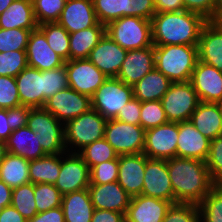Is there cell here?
Masks as SVG:
<instances>
[{
    "instance_id": "6da1fadb",
    "label": "cell",
    "mask_w": 222,
    "mask_h": 222,
    "mask_svg": "<svg viewBox=\"0 0 222 222\" xmlns=\"http://www.w3.org/2000/svg\"><path fill=\"white\" fill-rule=\"evenodd\" d=\"M174 203L199 204L215 186L205 161L194 158L167 159Z\"/></svg>"
},
{
    "instance_id": "7a4b0ae2",
    "label": "cell",
    "mask_w": 222,
    "mask_h": 222,
    "mask_svg": "<svg viewBox=\"0 0 222 222\" xmlns=\"http://www.w3.org/2000/svg\"><path fill=\"white\" fill-rule=\"evenodd\" d=\"M206 22L201 15L187 10L156 13L151 19L153 46H198Z\"/></svg>"
},
{
    "instance_id": "3957f363",
    "label": "cell",
    "mask_w": 222,
    "mask_h": 222,
    "mask_svg": "<svg viewBox=\"0 0 222 222\" xmlns=\"http://www.w3.org/2000/svg\"><path fill=\"white\" fill-rule=\"evenodd\" d=\"M155 68L172 82L190 81L198 61V46H154Z\"/></svg>"
},
{
    "instance_id": "277c9868",
    "label": "cell",
    "mask_w": 222,
    "mask_h": 222,
    "mask_svg": "<svg viewBox=\"0 0 222 222\" xmlns=\"http://www.w3.org/2000/svg\"><path fill=\"white\" fill-rule=\"evenodd\" d=\"M105 34L126 50L153 46L151 20L124 16L105 26Z\"/></svg>"
},
{
    "instance_id": "5b68a950",
    "label": "cell",
    "mask_w": 222,
    "mask_h": 222,
    "mask_svg": "<svg viewBox=\"0 0 222 222\" xmlns=\"http://www.w3.org/2000/svg\"><path fill=\"white\" fill-rule=\"evenodd\" d=\"M27 126L37 134L45 154H62L65 148L64 123L44 107L31 108Z\"/></svg>"
},
{
    "instance_id": "8992f818",
    "label": "cell",
    "mask_w": 222,
    "mask_h": 222,
    "mask_svg": "<svg viewBox=\"0 0 222 222\" xmlns=\"http://www.w3.org/2000/svg\"><path fill=\"white\" fill-rule=\"evenodd\" d=\"M107 119L98 111L90 109L80 116L67 121L64 124L65 148L72 144L75 148L83 149L96 140L104 138Z\"/></svg>"
},
{
    "instance_id": "52a82bcc",
    "label": "cell",
    "mask_w": 222,
    "mask_h": 222,
    "mask_svg": "<svg viewBox=\"0 0 222 222\" xmlns=\"http://www.w3.org/2000/svg\"><path fill=\"white\" fill-rule=\"evenodd\" d=\"M200 100L190 81L172 82L161 98L169 122L189 121Z\"/></svg>"
},
{
    "instance_id": "ba28073f",
    "label": "cell",
    "mask_w": 222,
    "mask_h": 222,
    "mask_svg": "<svg viewBox=\"0 0 222 222\" xmlns=\"http://www.w3.org/2000/svg\"><path fill=\"white\" fill-rule=\"evenodd\" d=\"M132 97V86L125 84L117 77H107L91 97L92 109L98 111L106 119H113Z\"/></svg>"
},
{
    "instance_id": "9c48e42d",
    "label": "cell",
    "mask_w": 222,
    "mask_h": 222,
    "mask_svg": "<svg viewBox=\"0 0 222 222\" xmlns=\"http://www.w3.org/2000/svg\"><path fill=\"white\" fill-rule=\"evenodd\" d=\"M104 138L118 155L143 153L145 129L115 118L107 119Z\"/></svg>"
},
{
    "instance_id": "30bf717a",
    "label": "cell",
    "mask_w": 222,
    "mask_h": 222,
    "mask_svg": "<svg viewBox=\"0 0 222 222\" xmlns=\"http://www.w3.org/2000/svg\"><path fill=\"white\" fill-rule=\"evenodd\" d=\"M68 85L78 93L92 97L107 79L89 59H72L65 61Z\"/></svg>"
},
{
    "instance_id": "8fae6325",
    "label": "cell",
    "mask_w": 222,
    "mask_h": 222,
    "mask_svg": "<svg viewBox=\"0 0 222 222\" xmlns=\"http://www.w3.org/2000/svg\"><path fill=\"white\" fill-rule=\"evenodd\" d=\"M178 122H168L145 130L143 153L150 159L176 157Z\"/></svg>"
},
{
    "instance_id": "7c38bea8",
    "label": "cell",
    "mask_w": 222,
    "mask_h": 222,
    "mask_svg": "<svg viewBox=\"0 0 222 222\" xmlns=\"http://www.w3.org/2000/svg\"><path fill=\"white\" fill-rule=\"evenodd\" d=\"M44 108L64 124L92 108L91 97L68 87L46 100Z\"/></svg>"
},
{
    "instance_id": "4fadbf2b",
    "label": "cell",
    "mask_w": 222,
    "mask_h": 222,
    "mask_svg": "<svg viewBox=\"0 0 222 222\" xmlns=\"http://www.w3.org/2000/svg\"><path fill=\"white\" fill-rule=\"evenodd\" d=\"M74 151L61 160L59 177L54 184L62 195L84 190L90 185V168L76 150Z\"/></svg>"
},
{
    "instance_id": "5bb4252c",
    "label": "cell",
    "mask_w": 222,
    "mask_h": 222,
    "mask_svg": "<svg viewBox=\"0 0 222 222\" xmlns=\"http://www.w3.org/2000/svg\"><path fill=\"white\" fill-rule=\"evenodd\" d=\"M141 194L174 203V192L166 159H150L146 156Z\"/></svg>"
},
{
    "instance_id": "9a60e30c",
    "label": "cell",
    "mask_w": 222,
    "mask_h": 222,
    "mask_svg": "<svg viewBox=\"0 0 222 222\" xmlns=\"http://www.w3.org/2000/svg\"><path fill=\"white\" fill-rule=\"evenodd\" d=\"M190 82L202 102L222 101V72L202 61H197Z\"/></svg>"
},
{
    "instance_id": "2e32d148",
    "label": "cell",
    "mask_w": 222,
    "mask_h": 222,
    "mask_svg": "<svg viewBox=\"0 0 222 222\" xmlns=\"http://www.w3.org/2000/svg\"><path fill=\"white\" fill-rule=\"evenodd\" d=\"M126 54V49L104 34L87 59L107 77H117Z\"/></svg>"
},
{
    "instance_id": "e0dca14e",
    "label": "cell",
    "mask_w": 222,
    "mask_h": 222,
    "mask_svg": "<svg viewBox=\"0 0 222 222\" xmlns=\"http://www.w3.org/2000/svg\"><path fill=\"white\" fill-rule=\"evenodd\" d=\"M146 155H119L118 180L119 185L133 198L142 193Z\"/></svg>"
},
{
    "instance_id": "ac0fdd59",
    "label": "cell",
    "mask_w": 222,
    "mask_h": 222,
    "mask_svg": "<svg viewBox=\"0 0 222 222\" xmlns=\"http://www.w3.org/2000/svg\"><path fill=\"white\" fill-rule=\"evenodd\" d=\"M57 23L69 34L95 26L98 20L93 0H66Z\"/></svg>"
},
{
    "instance_id": "d6986e66",
    "label": "cell",
    "mask_w": 222,
    "mask_h": 222,
    "mask_svg": "<svg viewBox=\"0 0 222 222\" xmlns=\"http://www.w3.org/2000/svg\"><path fill=\"white\" fill-rule=\"evenodd\" d=\"M26 55L28 66L40 71L53 70L65 63L50 48L44 33L39 28L32 30L29 35Z\"/></svg>"
},
{
    "instance_id": "ffe728a7",
    "label": "cell",
    "mask_w": 222,
    "mask_h": 222,
    "mask_svg": "<svg viewBox=\"0 0 222 222\" xmlns=\"http://www.w3.org/2000/svg\"><path fill=\"white\" fill-rule=\"evenodd\" d=\"M154 68V46L127 50L125 60L122 63L117 78L129 86H134Z\"/></svg>"
},
{
    "instance_id": "44dd1931",
    "label": "cell",
    "mask_w": 222,
    "mask_h": 222,
    "mask_svg": "<svg viewBox=\"0 0 222 222\" xmlns=\"http://www.w3.org/2000/svg\"><path fill=\"white\" fill-rule=\"evenodd\" d=\"M210 141L189 121L178 122L176 157L206 161Z\"/></svg>"
},
{
    "instance_id": "7402d4cb",
    "label": "cell",
    "mask_w": 222,
    "mask_h": 222,
    "mask_svg": "<svg viewBox=\"0 0 222 222\" xmlns=\"http://www.w3.org/2000/svg\"><path fill=\"white\" fill-rule=\"evenodd\" d=\"M88 190L94 209L126 213L131 197L118 182L90 184Z\"/></svg>"
},
{
    "instance_id": "603a6c76",
    "label": "cell",
    "mask_w": 222,
    "mask_h": 222,
    "mask_svg": "<svg viewBox=\"0 0 222 222\" xmlns=\"http://www.w3.org/2000/svg\"><path fill=\"white\" fill-rule=\"evenodd\" d=\"M171 202L139 195L131 198L125 222H163Z\"/></svg>"
},
{
    "instance_id": "cb8c5ba5",
    "label": "cell",
    "mask_w": 222,
    "mask_h": 222,
    "mask_svg": "<svg viewBox=\"0 0 222 222\" xmlns=\"http://www.w3.org/2000/svg\"><path fill=\"white\" fill-rule=\"evenodd\" d=\"M15 79L21 105L43 107V71L27 66Z\"/></svg>"
},
{
    "instance_id": "d4e9b609",
    "label": "cell",
    "mask_w": 222,
    "mask_h": 222,
    "mask_svg": "<svg viewBox=\"0 0 222 222\" xmlns=\"http://www.w3.org/2000/svg\"><path fill=\"white\" fill-rule=\"evenodd\" d=\"M198 60L222 72V30L211 21H207L201 29Z\"/></svg>"
},
{
    "instance_id": "484cf974",
    "label": "cell",
    "mask_w": 222,
    "mask_h": 222,
    "mask_svg": "<svg viewBox=\"0 0 222 222\" xmlns=\"http://www.w3.org/2000/svg\"><path fill=\"white\" fill-rule=\"evenodd\" d=\"M190 122L209 140L222 136V116L218 103L200 101Z\"/></svg>"
},
{
    "instance_id": "4316f807",
    "label": "cell",
    "mask_w": 222,
    "mask_h": 222,
    "mask_svg": "<svg viewBox=\"0 0 222 222\" xmlns=\"http://www.w3.org/2000/svg\"><path fill=\"white\" fill-rule=\"evenodd\" d=\"M38 141L37 134L28 126H25L13 130L5 142L8 153L30 161L46 155Z\"/></svg>"
},
{
    "instance_id": "83f0119b",
    "label": "cell",
    "mask_w": 222,
    "mask_h": 222,
    "mask_svg": "<svg viewBox=\"0 0 222 222\" xmlns=\"http://www.w3.org/2000/svg\"><path fill=\"white\" fill-rule=\"evenodd\" d=\"M1 29L35 30L38 23L35 18L32 0H14L0 15Z\"/></svg>"
},
{
    "instance_id": "f1b7e54d",
    "label": "cell",
    "mask_w": 222,
    "mask_h": 222,
    "mask_svg": "<svg viewBox=\"0 0 222 222\" xmlns=\"http://www.w3.org/2000/svg\"><path fill=\"white\" fill-rule=\"evenodd\" d=\"M61 207L65 222H91L94 206L88 188L63 195Z\"/></svg>"
},
{
    "instance_id": "f546056e",
    "label": "cell",
    "mask_w": 222,
    "mask_h": 222,
    "mask_svg": "<svg viewBox=\"0 0 222 222\" xmlns=\"http://www.w3.org/2000/svg\"><path fill=\"white\" fill-rule=\"evenodd\" d=\"M172 81L162 72L154 68L141 78L133 87V97L140 102L161 101Z\"/></svg>"
},
{
    "instance_id": "4dcf8cb0",
    "label": "cell",
    "mask_w": 222,
    "mask_h": 222,
    "mask_svg": "<svg viewBox=\"0 0 222 222\" xmlns=\"http://www.w3.org/2000/svg\"><path fill=\"white\" fill-rule=\"evenodd\" d=\"M104 34L105 25L99 22L88 29L70 33L69 60L88 58Z\"/></svg>"
},
{
    "instance_id": "1f68e13d",
    "label": "cell",
    "mask_w": 222,
    "mask_h": 222,
    "mask_svg": "<svg viewBox=\"0 0 222 222\" xmlns=\"http://www.w3.org/2000/svg\"><path fill=\"white\" fill-rule=\"evenodd\" d=\"M63 154H46L45 156L30 160L29 179L33 184H55L61 169ZM61 155V157H60Z\"/></svg>"
},
{
    "instance_id": "d6a6232c",
    "label": "cell",
    "mask_w": 222,
    "mask_h": 222,
    "mask_svg": "<svg viewBox=\"0 0 222 222\" xmlns=\"http://www.w3.org/2000/svg\"><path fill=\"white\" fill-rule=\"evenodd\" d=\"M30 161L11 153H7L0 163V180L12 189L29 183Z\"/></svg>"
},
{
    "instance_id": "836d02e7",
    "label": "cell",
    "mask_w": 222,
    "mask_h": 222,
    "mask_svg": "<svg viewBox=\"0 0 222 222\" xmlns=\"http://www.w3.org/2000/svg\"><path fill=\"white\" fill-rule=\"evenodd\" d=\"M38 28L44 33L50 48L64 61L69 60L70 34L57 22L43 23Z\"/></svg>"
},
{
    "instance_id": "e575fe53",
    "label": "cell",
    "mask_w": 222,
    "mask_h": 222,
    "mask_svg": "<svg viewBox=\"0 0 222 222\" xmlns=\"http://www.w3.org/2000/svg\"><path fill=\"white\" fill-rule=\"evenodd\" d=\"M131 0H93L94 10L99 23L107 25L124 16H130Z\"/></svg>"
},
{
    "instance_id": "d590c367",
    "label": "cell",
    "mask_w": 222,
    "mask_h": 222,
    "mask_svg": "<svg viewBox=\"0 0 222 222\" xmlns=\"http://www.w3.org/2000/svg\"><path fill=\"white\" fill-rule=\"evenodd\" d=\"M78 154L82 157L90 169L97 164L114 160L118 157V154L105 138L96 140L85 146L78 152Z\"/></svg>"
},
{
    "instance_id": "8d00e7d4",
    "label": "cell",
    "mask_w": 222,
    "mask_h": 222,
    "mask_svg": "<svg viewBox=\"0 0 222 222\" xmlns=\"http://www.w3.org/2000/svg\"><path fill=\"white\" fill-rule=\"evenodd\" d=\"M198 207L200 222H222V185H215Z\"/></svg>"
},
{
    "instance_id": "74e56055",
    "label": "cell",
    "mask_w": 222,
    "mask_h": 222,
    "mask_svg": "<svg viewBox=\"0 0 222 222\" xmlns=\"http://www.w3.org/2000/svg\"><path fill=\"white\" fill-rule=\"evenodd\" d=\"M11 205L28 221L37 214L32 182L13 188Z\"/></svg>"
},
{
    "instance_id": "f35d334b",
    "label": "cell",
    "mask_w": 222,
    "mask_h": 222,
    "mask_svg": "<svg viewBox=\"0 0 222 222\" xmlns=\"http://www.w3.org/2000/svg\"><path fill=\"white\" fill-rule=\"evenodd\" d=\"M63 195L59 189L48 183L34 184V200L37 213L61 206Z\"/></svg>"
},
{
    "instance_id": "ab89813d",
    "label": "cell",
    "mask_w": 222,
    "mask_h": 222,
    "mask_svg": "<svg viewBox=\"0 0 222 222\" xmlns=\"http://www.w3.org/2000/svg\"><path fill=\"white\" fill-rule=\"evenodd\" d=\"M68 77L65 64L53 70L43 71V107L46 100L57 92L68 88Z\"/></svg>"
},
{
    "instance_id": "60d3db41",
    "label": "cell",
    "mask_w": 222,
    "mask_h": 222,
    "mask_svg": "<svg viewBox=\"0 0 222 222\" xmlns=\"http://www.w3.org/2000/svg\"><path fill=\"white\" fill-rule=\"evenodd\" d=\"M65 3L66 0H32L38 25L57 22Z\"/></svg>"
},
{
    "instance_id": "b9f144b4",
    "label": "cell",
    "mask_w": 222,
    "mask_h": 222,
    "mask_svg": "<svg viewBox=\"0 0 222 222\" xmlns=\"http://www.w3.org/2000/svg\"><path fill=\"white\" fill-rule=\"evenodd\" d=\"M31 31L18 28L8 30L0 28V53L26 51Z\"/></svg>"
},
{
    "instance_id": "7bdbcfd3",
    "label": "cell",
    "mask_w": 222,
    "mask_h": 222,
    "mask_svg": "<svg viewBox=\"0 0 222 222\" xmlns=\"http://www.w3.org/2000/svg\"><path fill=\"white\" fill-rule=\"evenodd\" d=\"M168 122L161 101L141 102L140 125L145 130Z\"/></svg>"
},
{
    "instance_id": "ee69618b",
    "label": "cell",
    "mask_w": 222,
    "mask_h": 222,
    "mask_svg": "<svg viewBox=\"0 0 222 222\" xmlns=\"http://www.w3.org/2000/svg\"><path fill=\"white\" fill-rule=\"evenodd\" d=\"M163 222H200L198 204L181 202L171 204Z\"/></svg>"
},
{
    "instance_id": "f6af8a7d",
    "label": "cell",
    "mask_w": 222,
    "mask_h": 222,
    "mask_svg": "<svg viewBox=\"0 0 222 222\" xmlns=\"http://www.w3.org/2000/svg\"><path fill=\"white\" fill-rule=\"evenodd\" d=\"M27 66L26 51L0 53V76L16 77Z\"/></svg>"
},
{
    "instance_id": "bcb514c9",
    "label": "cell",
    "mask_w": 222,
    "mask_h": 222,
    "mask_svg": "<svg viewBox=\"0 0 222 222\" xmlns=\"http://www.w3.org/2000/svg\"><path fill=\"white\" fill-rule=\"evenodd\" d=\"M215 185H222V136L210 141L209 154L205 161Z\"/></svg>"
},
{
    "instance_id": "7dc6e473",
    "label": "cell",
    "mask_w": 222,
    "mask_h": 222,
    "mask_svg": "<svg viewBox=\"0 0 222 222\" xmlns=\"http://www.w3.org/2000/svg\"><path fill=\"white\" fill-rule=\"evenodd\" d=\"M119 155L90 169V184H106L118 180Z\"/></svg>"
},
{
    "instance_id": "c3c4849f",
    "label": "cell",
    "mask_w": 222,
    "mask_h": 222,
    "mask_svg": "<svg viewBox=\"0 0 222 222\" xmlns=\"http://www.w3.org/2000/svg\"><path fill=\"white\" fill-rule=\"evenodd\" d=\"M21 105L15 77L0 76V109L8 110Z\"/></svg>"
},
{
    "instance_id": "681fc988",
    "label": "cell",
    "mask_w": 222,
    "mask_h": 222,
    "mask_svg": "<svg viewBox=\"0 0 222 222\" xmlns=\"http://www.w3.org/2000/svg\"><path fill=\"white\" fill-rule=\"evenodd\" d=\"M141 102L132 97L119 111L115 119L134 125H140Z\"/></svg>"
},
{
    "instance_id": "f907efd6",
    "label": "cell",
    "mask_w": 222,
    "mask_h": 222,
    "mask_svg": "<svg viewBox=\"0 0 222 222\" xmlns=\"http://www.w3.org/2000/svg\"><path fill=\"white\" fill-rule=\"evenodd\" d=\"M215 0H183L184 9L201 15L207 21L214 18Z\"/></svg>"
},
{
    "instance_id": "816d5d0a",
    "label": "cell",
    "mask_w": 222,
    "mask_h": 222,
    "mask_svg": "<svg viewBox=\"0 0 222 222\" xmlns=\"http://www.w3.org/2000/svg\"><path fill=\"white\" fill-rule=\"evenodd\" d=\"M31 108L19 105L8 109V123L12 130L27 126Z\"/></svg>"
},
{
    "instance_id": "f5cc1de1",
    "label": "cell",
    "mask_w": 222,
    "mask_h": 222,
    "mask_svg": "<svg viewBox=\"0 0 222 222\" xmlns=\"http://www.w3.org/2000/svg\"><path fill=\"white\" fill-rule=\"evenodd\" d=\"M155 15L154 0H131L130 16L151 20Z\"/></svg>"
},
{
    "instance_id": "db71d44e",
    "label": "cell",
    "mask_w": 222,
    "mask_h": 222,
    "mask_svg": "<svg viewBox=\"0 0 222 222\" xmlns=\"http://www.w3.org/2000/svg\"><path fill=\"white\" fill-rule=\"evenodd\" d=\"M27 222H65L62 207L49 209L45 212L37 213Z\"/></svg>"
},
{
    "instance_id": "11a10c76",
    "label": "cell",
    "mask_w": 222,
    "mask_h": 222,
    "mask_svg": "<svg viewBox=\"0 0 222 222\" xmlns=\"http://www.w3.org/2000/svg\"><path fill=\"white\" fill-rule=\"evenodd\" d=\"M91 222H125V214L111 210L94 209Z\"/></svg>"
},
{
    "instance_id": "9f6ffc18",
    "label": "cell",
    "mask_w": 222,
    "mask_h": 222,
    "mask_svg": "<svg viewBox=\"0 0 222 222\" xmlns=\"http://www.w3.org/2000/svg\"><path fill=\"white\" fill-rule=\"evenodd\" d=\"M155 14L185 10L183 0H154Z\"/></svg>"
},
{
    "instance_id": "6f0895ef",
    "label": "cell",
    "mask_w": 222,
    "mask_h": 222,
    "mask_svg": "<svg viewBox=\"0 0 222 222\" xmlns=\"http://www.w3.org/2000/svg\"><path fill=\"white\" fill-rule=\"evenodd\" d=\"M0 222H27V220L12 205H9L0 212Z\"/></svg>"
},
{
    "instance_id": "680465c9",
    "label": "cell",
    "mask_w": 222,
    "mask_h": 222,
    "mask_svg": "<svg viewBox=\"0 0 222 222\" xmlns=\"http://www.w3.org/2000/svg\"><path fill=\"white\" fill-rule=\"evenodd\" d=\"M13 189L0 180V212L11 205Z\"/></svg>"
},
{
    "instance_id": "91938a15",
    "label": "cell",
    "mask_w": 222,
    "mask_h": 222,
    "mask_svg": "<svg viewBox=\"0 0 222 222\" xmlns=\"http://www.w3.org/2000/svg\"><path fill=\"white\" fill-rule=\"evenodd\" d=\"M12 131L8 123V111L0 109V140L6 141Z\"/></svg>"
},
{
    "instance_id": "94428289",
    "label": "cell",
    "mask_w": 222,
    "mask_h": 222,
    "mask_svg": "<svg viewBox=\"0 0 222 222\" xmlns=\"http://www.w3.org/2000/svg\"><path fill=\"white\" fill-rule=\"evenodd\" d=\"M211 22L216 25L220 30H222V11L219 12Z\"/></svg>"
},
{
    "instance_id": "6125c7cd",
    "label": "cell",
    "mask_w": 222,
    "mask_h": 222,
    "mask_svg": "<svg viewBox=\"0 0 222 222\" xmlns=\"http://www.w3.org/2000/svg\"><path fill=\"white\" fill-rule=\"evenodd\" d=\"M7 153H8V151H7V147H6V142L0 140V163L5 158Z\"/></svg>"
},
{
    "instance_id": "be15d7a7",
    "label": "cell",
    "mask_w": 222,
    "mask_h": 222,
    "mask_svg": "<svg viewBox=\"0 0 222 222\" xmlns=\"http://www.w3.org/2000/svg\"><path fill=\"white\" fill-rule=\"evenodd\" d=\"M14 0H0V15L12 4Z\"/></svg>"
},
{
    "instance_id": "e7e4bbea",
    "label": "cell",
    "mask_w": 222,
    "mask_h": 222,
    "mask_svg": "<svg viewBox=\"0 0 222 222\" xmlns=\"http://www.w3.org/2000/svg\"><path fill=\"white\" fill-rule=\"evenodd\" d=\"M222 11V0L214 1V17Z\"/></svg>"
},
{
    "instance_id": "03108f58",
    "label": "cell",
    "mask_w": 222,
    "mask_h": 222,
    "mask_svg": "<svg viewBox=\"0 0 222 222\" xmlns=\"http://www.w3.org/2000/svg\"><path fill=\"white\" fill-rule=\"evenodd\" d=\"M217 103H218V107H219V109H220L221 116H222V101L217 102Z\"/></svg>"
}]
</instances>
